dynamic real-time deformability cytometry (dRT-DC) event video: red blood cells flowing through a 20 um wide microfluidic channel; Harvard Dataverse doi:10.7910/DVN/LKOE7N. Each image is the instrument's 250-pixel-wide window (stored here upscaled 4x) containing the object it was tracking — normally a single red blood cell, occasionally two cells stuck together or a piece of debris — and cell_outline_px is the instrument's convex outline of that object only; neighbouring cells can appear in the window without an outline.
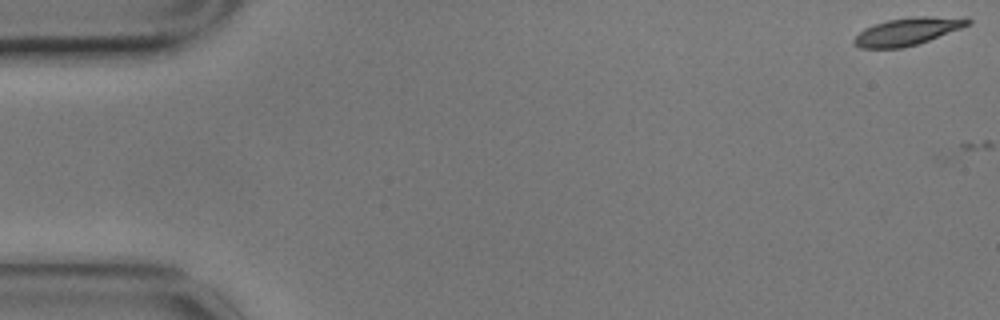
{"species": "common noctule bat (a hibernating species)", "species_latin": "Nyctalus noctula", "temperature_condition": "cold", "stored_images_in_passage": 2, "camera_frame_rate_fps": 3000, "um_per_image_px": 0.085, "animal": {"sex": "male", "body_mass_g": 17.9}, "frame": {"image": 1, "passage_image": 1, "time_ms": 0.0, "image_size_px": [1000, 320], "cell_outline_px": [[972, 24], [928, 40], [916, 44], [900, 48], [860, 48], [852, 40], [864, 28], [888, 20], [916, 16], [968, 16], [972, 20]], "centroid_in_image_um": [77.23, 2.64], "position_along_channel_um": 7.8, "area_um2": 18.26}}